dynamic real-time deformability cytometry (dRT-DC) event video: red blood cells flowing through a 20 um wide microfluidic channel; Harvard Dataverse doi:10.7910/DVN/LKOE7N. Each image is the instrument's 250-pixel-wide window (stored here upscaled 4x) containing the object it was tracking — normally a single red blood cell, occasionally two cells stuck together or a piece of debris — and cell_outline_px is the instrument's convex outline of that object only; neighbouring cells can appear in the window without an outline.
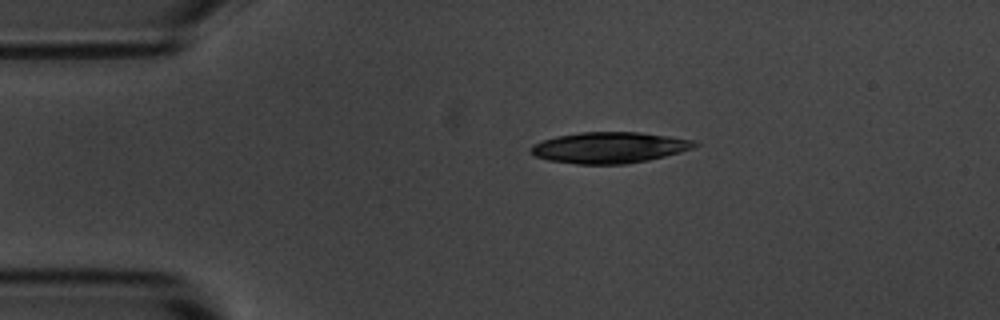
{"species": "common noctule bat (a hibernating species)", "species_latin": "Nyctalus noctula", "temperature_condition": "room temperature", "stored_images_in_passage": 2, "camera_frame_rate_fps": 3000, "um_per_image_px": 0.085, "animal": {"sex": "male", "body_mass_g": 20.1, "forearm_length_mm": 53.5}, "frame": {"image": 1, "passage_image": 1, "time_ms": 0.0, "image_size_px": [1000, 320], "cell_outline_px": [[700, 144], [692, 148], [680, 152], [648, 160], [628, 164], [576, 164], [548, 160], [532, 156], [532, 144], [556, 136], [580, 132], [640, 132], [696, 140]], "centroid_in_image_um": [51.8, 12.54], "position_along_channel_um": 33.2, "area_um2": 29.71}}